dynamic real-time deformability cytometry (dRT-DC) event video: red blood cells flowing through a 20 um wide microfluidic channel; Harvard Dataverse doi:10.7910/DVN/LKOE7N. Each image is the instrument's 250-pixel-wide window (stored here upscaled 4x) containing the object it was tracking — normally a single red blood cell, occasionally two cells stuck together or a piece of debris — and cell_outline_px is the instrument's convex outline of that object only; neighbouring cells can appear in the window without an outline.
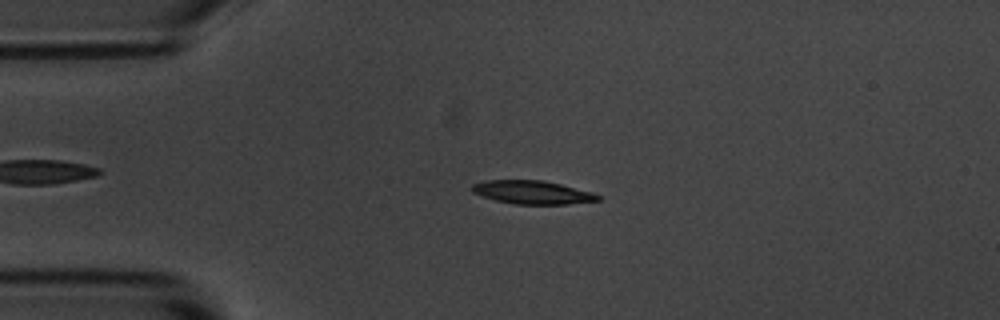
{"species": "common noctule bat (a hibernating species)", "species_latin": "Nyctalus noctula", "temperature_condition": "room temperature", "stored_images_in_passage": 54, "camera_frame_rate_fps": 3000, "um_per_image_px": 0.085, "animal": {"sex": "male", "body_mass_g": 20.1, "forearm_length_mm": 53.5}, "frame": {"image": 1, "passage_image": 12, "time_ms": 3.667, "image_size_px": [1000, 320], "cell_outline_px": [[600, 200], [568, 204], [516, 204], [496, 200], [472, 192], [472, 184], [484, 180], [544, 180], [592, 192], [600, 196]], "centroid_in_image_um": [45.25, 16.34], "position_along_channel_um": 39.7, "area_um2": 16.99}}
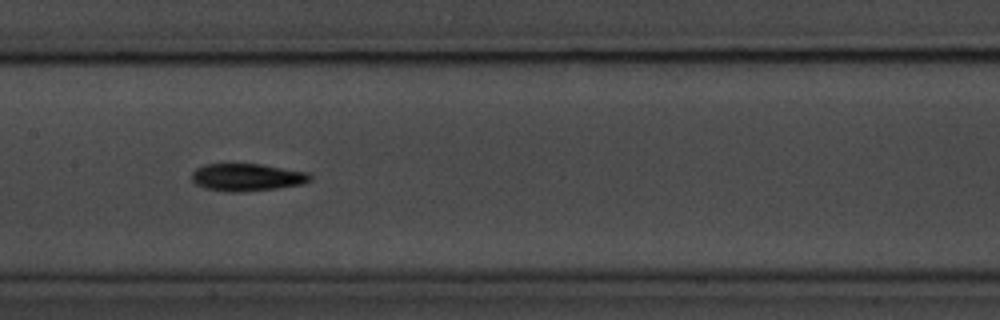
{"frame": {"image": 2, "passage_image": 26, "time_ms": 8.333, "image_size_px": [1000, 320], "cell_outline_px": [[312, 180], [304, 184], [276, 188], [240, 192], [228, 192], [204, 188], [196, 184], [192, 180], [192, 172], [196, 168], [204, 164], [232, 160], [260, 164], [308, 172], [312, 176]], "centroid_in_image_um": [20.95, 15.02], "position_along_channel_um": 186.5, "area_um2": 19.83}}
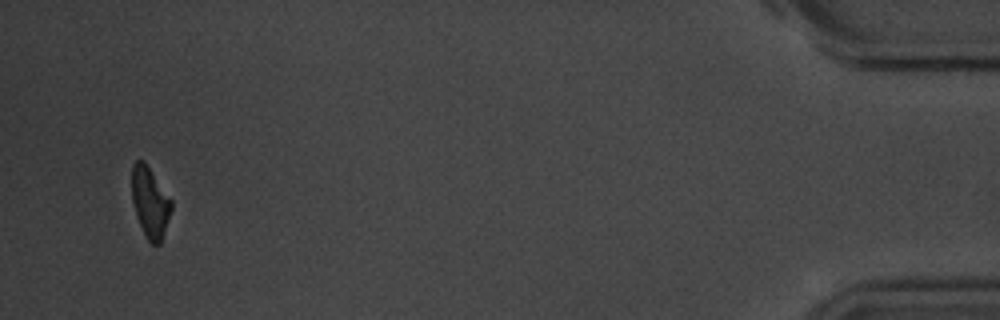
{"frame": {"image": 3, "passage_image": 52, "time_ms": 17.0, "image_size_px": [1000, 320], "cell_outline_px": [[172, 208], [160, 244], [152, 244], [148, 240], [136, 216], [132, 200], [132, 164], [136, 160], [144, 160], [172, 200]], "centroid_in_image_um": [12.75, 17.17], "position_along_channel_um": 422.4, "area_um2": 16.13}, "authors_computed_cell_mechanics": {"area_um2": 17.5134, "velocity_mm_per_s": 3.672, "shape_relaxation_time_tau1_ms": 3.235, "shape_relaxation_time_tau2_ms": 10.6073, "deformation_change_tau1": 0.1485, "deformation_change_tau2": 0.1958}}